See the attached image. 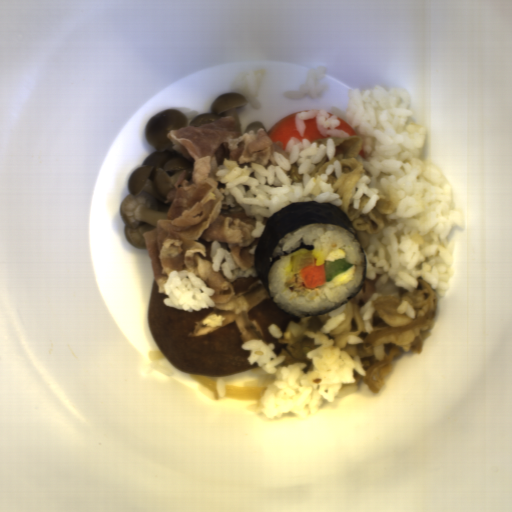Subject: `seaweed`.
Masks as SVG:
<instances>
[{
  "label": "seaweed",
  "instance_id": "1faa68ee",
  "mask_svg": "<svg viewBox=\"0 0 512 512\" xmlns=\"http://www.w3.org/2000/svg\"><path fill=\"white\" fill-rule=\"evenodd\" d=\"M310 223H329L333 225L342 226L350 231L353 232L355 237L358 239L360 245H361V251L365 255V261H366V269H365V276L364 281L361 286L360 291L353 297L355 298L362 290L364 286V282L366 279V270H367V255L365 253L364 247L362 245L361 239L352 224L349 217L345 214V212L333 205L332 203H319L316 201H298L291 203L277 212H275L265 223L264 229L259 237L258 243L255 248L253 261H254V268L256 275L258 276L259 280L261 281L262 285L264 286L265 290L267 291L268 295L272 299L269 291H268V273L270 266L279 258L284 257L288 254L293 253L294 251L298 250L301 247H305L309 250H313V245H305L301 239L300 246L295 248L289 253L282 254L277 257H271L272 251L277 244V242L287 233L290 231H293L295 229H298L300 227H303L305 225H308ZM353 298H349V301ZM273 301V299H272ZM274 303V301H273ZM348 303V302H347ZM275 304V303H274ZM346 304V303H345ZM345 304L322 314H327L332 311H335L337 309H340ZM276 305V304H275ZM282 312L287 314L288 316L294 317V318H303V317H297L295 315H292L290 313H287L282 308H280L278 305H276ZM319 314V315H322ZM311 316V315H306ZM317 316V315H312Z\"/></svg>",
  "mask_w": 512,
  "mask_h": 512
}]
</instances>
